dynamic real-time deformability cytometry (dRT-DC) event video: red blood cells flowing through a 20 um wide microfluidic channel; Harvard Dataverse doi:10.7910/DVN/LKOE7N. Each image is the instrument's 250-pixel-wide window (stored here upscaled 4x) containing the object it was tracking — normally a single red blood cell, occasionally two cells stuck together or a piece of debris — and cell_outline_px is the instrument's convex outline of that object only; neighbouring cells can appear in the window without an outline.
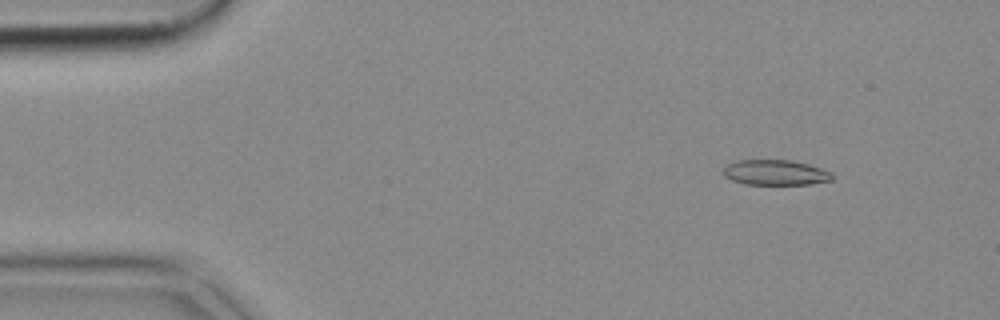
{"species": "common noctule bat (a hibernating species)", "species_latin": "Nyctalus noctula", "temperature_condition": "cold", "stored_images_in_passage": 52, "camera_frame_rate_fps": 3000, "um_per_image_px": 0.085, "animal": {"sex": "female", "body_mass_g": 18.4}, "frame": {"image": 1, "passage_image": 6, "time_ms": 1.667, "image_size_px": [1000, 320], "cell_outline_px": [[832, 180], [812, 184], [744, 184], [732, 180], [724, 176], [724, 168], [728, 164], [736, 160], [788, 160], [808, 164], [832, 172]], "centroid_in_image_um": [65.91, 14.67], "position_along_channel_um": 19.1, "area_um2": 15.95}}
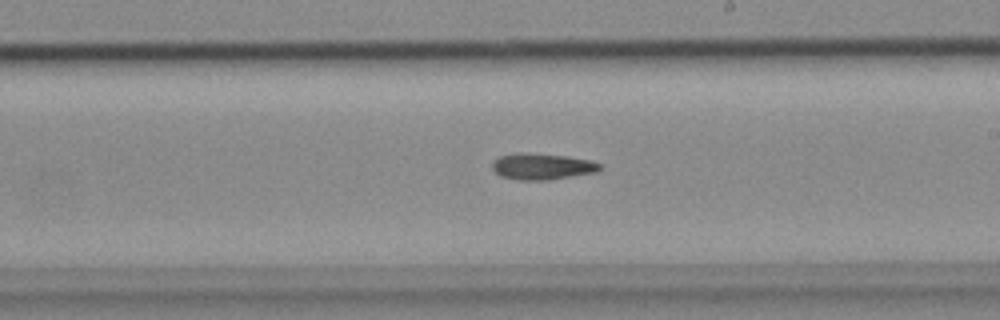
{"frame": {"image": 2, "passage_image": 30, "time_ms": 9.667, "image_size_px": [1000, 320], "cell_outline_px": [[604, 164], [596, 172], [548, 180], [520, 180], [500, 176], [492, 168], [492, 164], [500, 156], [520, 152], [524, 152], [564, 156], [592, 160]], "centroid_in_image_um": [46.11, 14.15], "position_along_channel_um": 242.9, "area_um2": 16.42}}
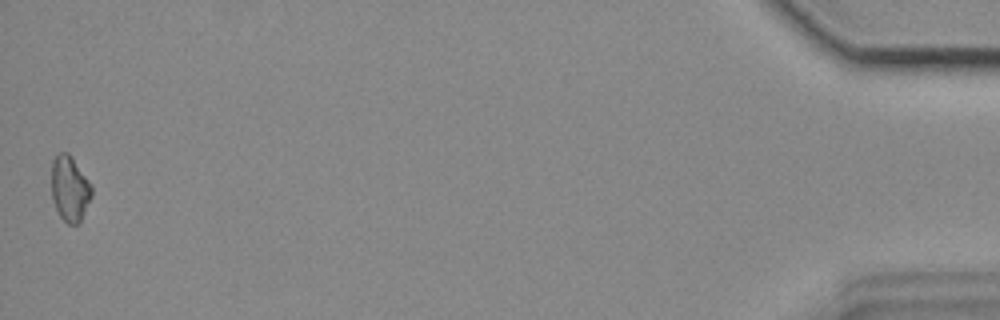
{"frame": {"image": 3, "passage_image": 52, "time_ms": 17.0, "image_size_px": [1000, 320], "cell_outline_px": [[92, 196], [80, 224], [68, 224], [60, 216], [52, 200], [52, 160], [60, 152], [68, 152], [72, 156], [92, 184]], "centroid_in_image_um": [5.95, 16.03], "position_along_channel_um": 429.2, "area_um2": 15.55}}